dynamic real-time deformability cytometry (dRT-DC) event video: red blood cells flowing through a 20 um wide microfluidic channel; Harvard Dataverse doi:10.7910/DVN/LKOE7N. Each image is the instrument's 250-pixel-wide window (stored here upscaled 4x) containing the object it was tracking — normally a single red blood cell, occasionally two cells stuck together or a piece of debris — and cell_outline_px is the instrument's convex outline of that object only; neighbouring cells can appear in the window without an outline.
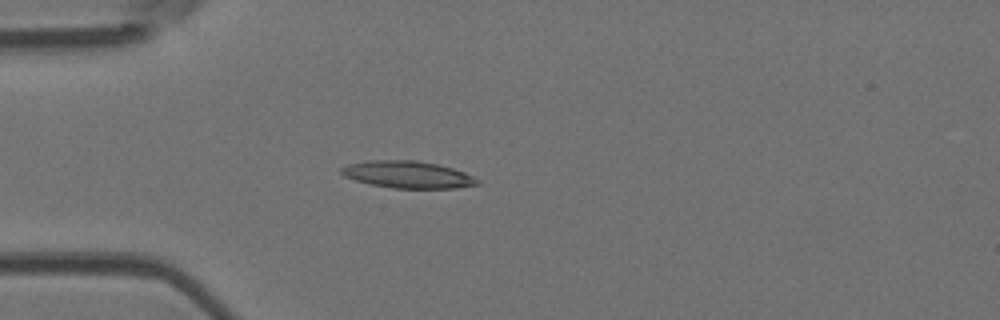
{"species": "Egyptian fruit bat (a non-hibernating species)", "species_latin": "Rousettus aegyptiacus", "temperature_condition": "room temperature", "stored_images_in_passage": 4, "camera_frame_rate_fps": 3000, "um_per_image_px": 0.085, "animal": {"sex": "female"}, "frame": {"image": 1, "passage_image": 3, "time_ms": 3.333, "image_size_px": [1000, 320], "cell_outline_px": [[480, 184], [456, 188], [392, 188], [372, 184], [356, 180], [344, 176], [340, 172], [340, 168], [348, 164], [368, 160], [416, 160], [436, 164], [452, 168], [464, 172], [480, 180]], "centroid_in_image_um": [34.66, 14.83], "position_along_channel_um": 50.3, "area_um2": 21.39}}